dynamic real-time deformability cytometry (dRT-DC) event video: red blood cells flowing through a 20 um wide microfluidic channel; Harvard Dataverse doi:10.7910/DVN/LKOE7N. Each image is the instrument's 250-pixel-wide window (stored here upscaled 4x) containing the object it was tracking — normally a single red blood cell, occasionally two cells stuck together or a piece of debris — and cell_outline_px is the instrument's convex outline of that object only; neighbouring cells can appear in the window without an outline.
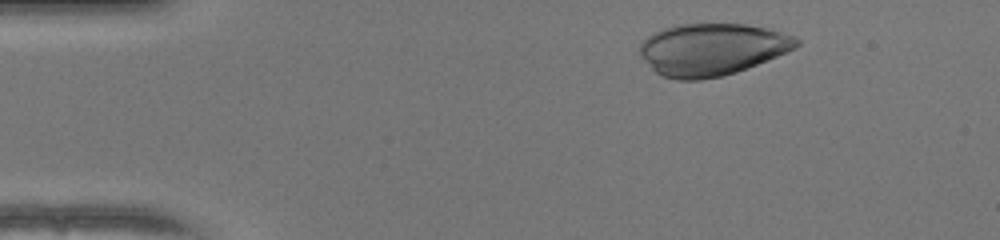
{"species": "human", "species_latin": "Homo sapiens", "temperature_condition": "warm", "stored_images_in_passage": 37, "camera_frame_rate_fps": 3000, "um_per_image_px": 0.085, "donor": {"sex": "female"}, "frame": {"image": 1, "passage_image": 4, "time_ms": 1.0, "image_size_px": [1000, 240], "cell_outline_px": [[800, 44], [796, 48], [736, 72], [720, 76], [700, 80], [676, 80], [664, 76], [656, 72], [640, 56], [640, 44], [652, 32], [676, 24], [744, 24], [768, 28], [796, 36], [800, 40]], "centroid_in_image_um": [60.51, 4.18], "position_along_channel_um": 24.5, "area_um2": 47.45}}
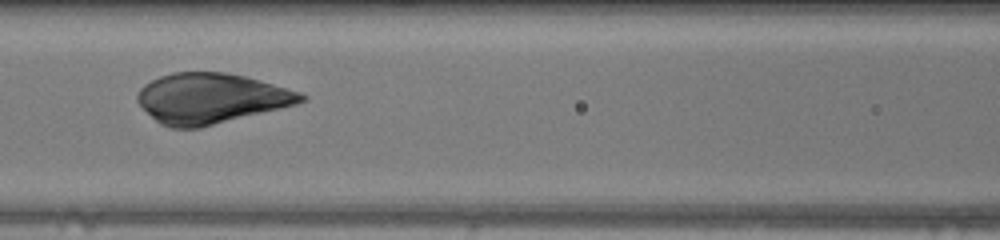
{"frame": {"image": 2, "passage_image": 19, "time_ms": 6.0, "image_size_px": [1000, 240], "cell_outline_px": [[308, 100], [296, 104], [200, 128], [172, 128], [160, 124], [136, 100], [136, 96], [140, 88], [144, 84], [160, 76], [172, 72], [228, 72], [244, 76], [300, 92], [308, 96]], "centroid_in_image_um": [17.92, 8.36], "position_along_channel_um": 148.7, "area_um2": 47.63}}
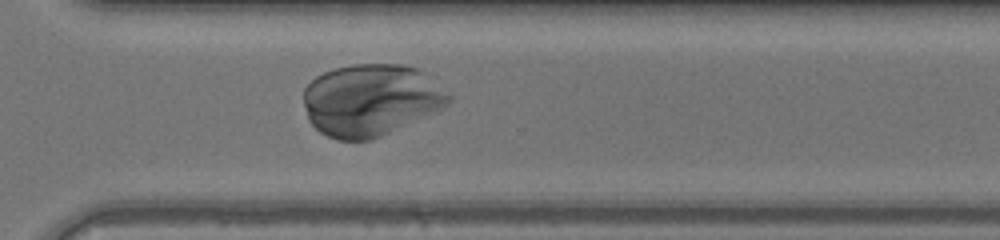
{"frame": {"image": 3, "passage_image": 33, "time_ms": 10.667, "image_size_px": [1000, 240], "cell_outline_px": [[452, 100], [448, 104], [440, 108], [372, 140], [336, 140], [320, 132], [308, 120], [304, 104], [304, 88], [316, 76], [324, 72], [336, 68], [352, 64], [400, 64], [416, 68], [452, 96]], "centroid_in_image_um": [31.46, 8.5], "position_along_channel_um": 339.1, "area_um2": 60.05}, "authors_computed_cell_mechanics": {"area_um2": 48.7254, "velocity_mm_per_s": 4.0755, "shape_relaxation_time_tau1_ms": 3.1987, "shape_relaxation_time_tau2_ms": null, "deformation_change_tau1": 0.2355, "deformation_change_tau2": null}}